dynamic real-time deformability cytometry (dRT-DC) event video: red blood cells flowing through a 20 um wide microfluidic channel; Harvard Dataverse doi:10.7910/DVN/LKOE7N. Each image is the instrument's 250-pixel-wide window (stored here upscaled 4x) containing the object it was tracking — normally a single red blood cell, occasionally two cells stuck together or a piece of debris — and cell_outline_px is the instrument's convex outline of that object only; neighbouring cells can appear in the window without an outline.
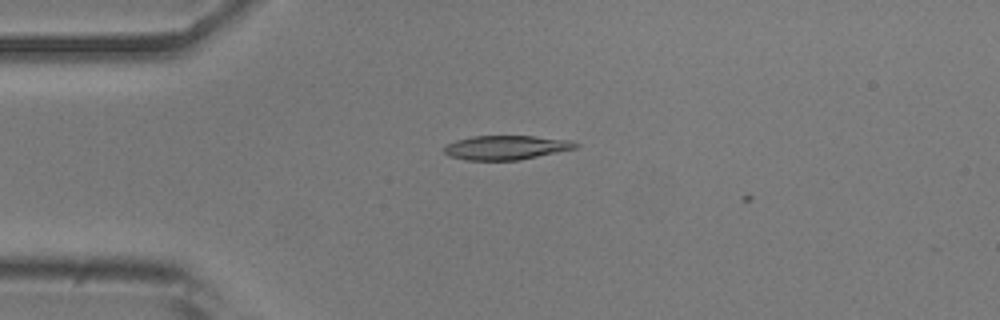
{"species": "common noctule bat (a hibernating species)", "species_latin": "Nyctalus noctula", "temperature_condition": "room temperature", "stored_images_in_passage": 2, "camera_frame_rate_fps": 3000, "um_per_image_px": 0.085, "animal": {"sex": "male", "body_mass_g": 20.5, "forearm_length_mm": 52.5}, "frame": {"image": 1, "passage_image": 1, "time_ms": 0.0, "image_size_px": [1000, 320], "cell_outline_px": [[580, 144], [576, 148], [520, 160], [468, 160], [448, 156], [444, 152], [444, 148], [448, 144], [456, 140], [472, 136], [532, 136], [572, 140]], "centroid_in_image_um": [43.03, 12.54], "position_along_channel_um": 42.0, "area_um2": 18.5}}